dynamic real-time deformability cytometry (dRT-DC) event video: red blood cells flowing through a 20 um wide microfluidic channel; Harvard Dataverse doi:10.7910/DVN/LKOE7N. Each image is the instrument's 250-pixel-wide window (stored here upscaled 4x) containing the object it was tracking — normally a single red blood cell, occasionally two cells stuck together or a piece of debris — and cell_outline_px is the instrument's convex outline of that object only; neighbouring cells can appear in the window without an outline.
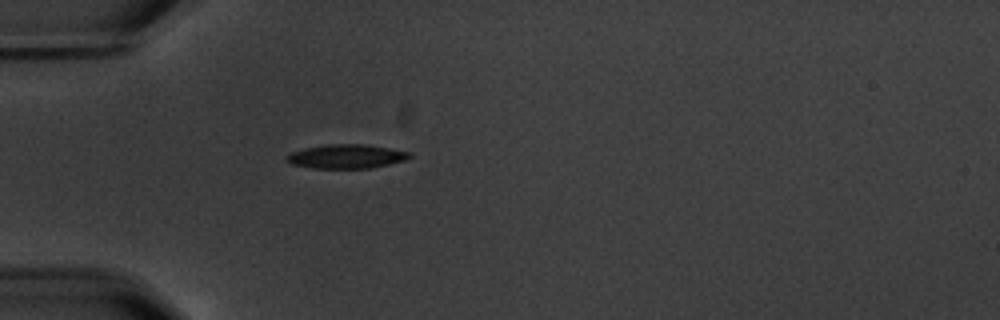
{"species": "common noctule bat (a hibernating species)", "species_latin": "Nyctalus noctula", "temperature_condition": "warm", "stored_images_in_passage": 1, "camera_frame_rate_fps": 3000, "um_per_image_px": 0.085, "animal": {"sex": "male", "body_mass_g": 20.1, "forearm_length_mm": 53.5}, "frame": {"image": 1, "passage_image": 1, "time_ms": 0.0, "image_size_px": [1000, 320], "cell_outline_px": [[412, 156], [404, 160], [372, 168], [312, 168], [292, 164], [284, 160], [284, 156], [292, 152], [304, 148], [328, 144], [368, 144], [408, 152]], "centroid_in_image_um": [29.38, 13.29], "position_along_channel_um": 55.6, "area_um2": 17.17}}